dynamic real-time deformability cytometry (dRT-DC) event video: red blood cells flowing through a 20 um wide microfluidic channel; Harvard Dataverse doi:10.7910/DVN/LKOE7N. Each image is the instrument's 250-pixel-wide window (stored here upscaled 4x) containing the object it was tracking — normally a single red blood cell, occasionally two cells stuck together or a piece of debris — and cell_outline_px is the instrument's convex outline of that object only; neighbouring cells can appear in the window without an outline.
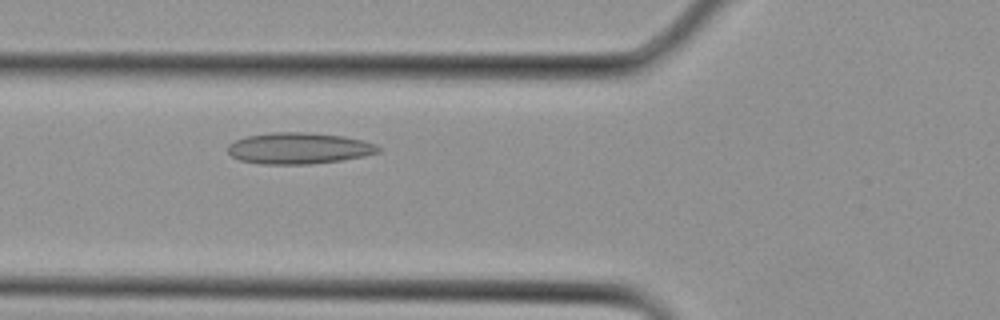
{"species": "Egyptian fruit bat (a non-hibernating species)", "species_latin": "Rousettus aegyptiacus", "temperature_condition": "cold", "stored_images_in_passage": 4, "segment_of_instrument_passage": [1, 2], "camera_frame_rate_fps": 3000, "um_per_image_px": 0.085, "animal": {"sex": "female"}, "frame": {"image": 1, "passage_image": 3, "time_ms": 0.667, "image_size_px": [1000, 320], "cell_outline_px": [[380, 152], [364, 156], [340, 160], [308, 164], [264, 164], [240, 160], [232, 156], [228, 152], [228, 144], [236, 140], [248, 136], [272, 132], [308, 132], [344, 136], [364, 140], [376, 144], [380, 148]], "centroid_in_image_um": [25.43, 12.59], "position_along_channel_um": 100.4, "area_um2": 27.4}}